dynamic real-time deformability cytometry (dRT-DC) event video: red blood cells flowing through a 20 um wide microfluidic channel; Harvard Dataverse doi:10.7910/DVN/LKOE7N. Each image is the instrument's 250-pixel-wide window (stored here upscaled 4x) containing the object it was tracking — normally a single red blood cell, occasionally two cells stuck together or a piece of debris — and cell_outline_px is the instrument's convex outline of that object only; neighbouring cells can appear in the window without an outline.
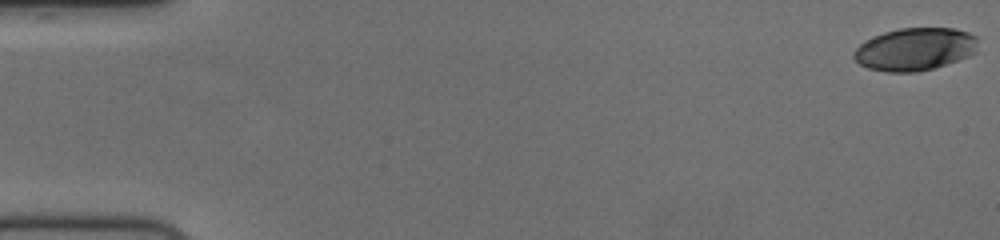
{"species": "human", "species_latin": "Homo sapiens", "temperature_condition": "cold", "stored_images_in_passage": 57, "camera_frame_rate_fps": 3000, "um_per_image_px": 0.085, "donor": {"sex": "female"}, "frame": {"image": 1, "passage_image": 1, "time_ms": 0.0, "image_size_px": [1000, 240], "cell_outline_px": [[976, 52], [968, 56], [932, 68], [916, 72], [884, 72], [868, 68], [860, 64], [852, 56], [852, 52], [860, 44], [872, 36], [884, 32], [900, 28], [956, 28], [968, 32], [976, 36]], "centroid_in_image_um": [77.73, 4.17], "position_along_channel_um": 7.3, "area_um2": 30.81}}
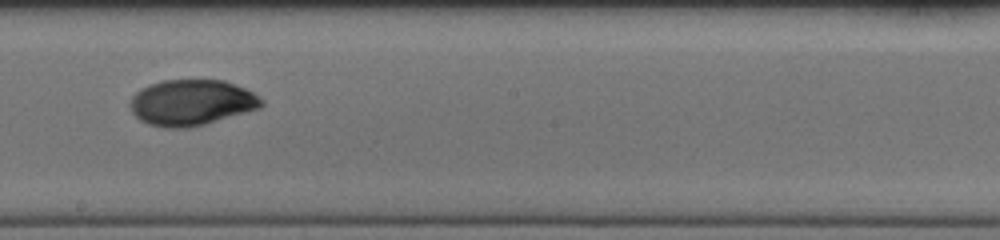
{"frame": {"image": 2, "passage_image": 33, "time_ms": 10.667, "image_size_px": [1000, 240], "cell_outline_px": [[264, 104], [260, 108], [204, 124], [188, 128], [164, 128], [148, 124], [140, 120], [132, 112], [128, 104], [128, 100], [140, 88], [148, 84], [164, 80], [224, 80], [244, 88], [252, 92], [264, 100]], "centroid_in_image_um": [16.24, 8.72], "position_along_channel_um": 232.0, "area_um2": 35.26}}
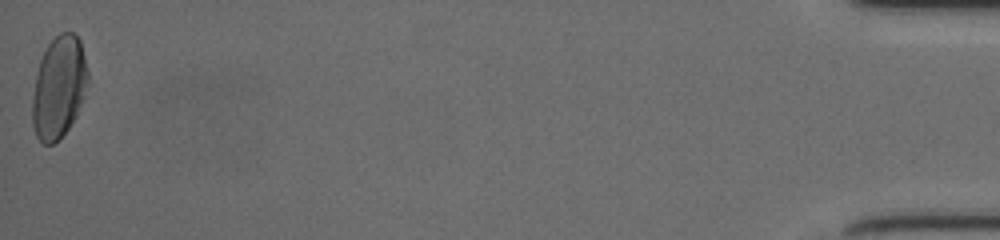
{"frame": {"image": 3, "passage_image": 57, "time_ms": 18.667, "image_size_px": [1000, 240], "cell_outline_px": [[88, 80], [84, 96], [76, 116], [68, 128], [52, 144], [44, 144], [36, 136], [32, 124], [32, 96], [36, 76], [40, 60], [48, 44], [60, 32], [72, 32], [80, 40], [88, 72]], "centroid_in_image_um": [4.99, 7.41], "position_along_channel_um": 430.2, "area_um2": 32.77}, "authors_computed_cell_mechanics": {"area_um2": 32.8882, "velocity_mm_per_s": 3.7272, "shape_relaxation_time_tau1_ms": 3.5375, "shape_relaxation_time_tau2_ms": 1.3333, "deformation_change_tau1": 0.1497, "deformation_change_tau2": 0.035}}